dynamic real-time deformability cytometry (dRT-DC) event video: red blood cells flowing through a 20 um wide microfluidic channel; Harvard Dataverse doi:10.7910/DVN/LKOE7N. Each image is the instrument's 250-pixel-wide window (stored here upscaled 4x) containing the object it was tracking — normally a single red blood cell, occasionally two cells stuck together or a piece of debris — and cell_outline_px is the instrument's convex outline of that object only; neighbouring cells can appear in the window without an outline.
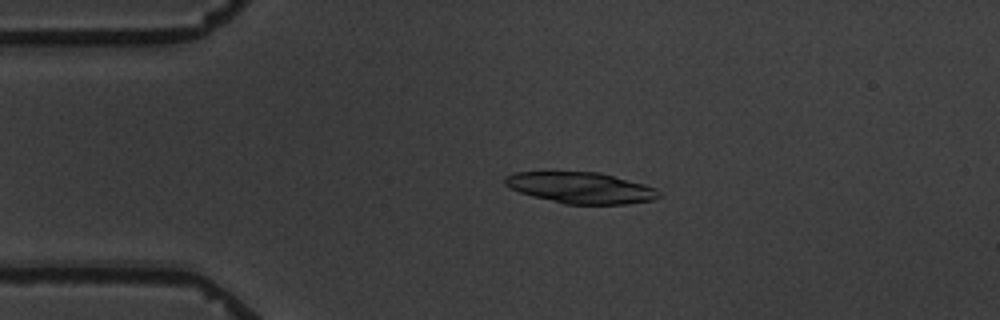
{"species": "common noctule bat (a hibernating species)", "species_latin": "Nyctalus noctula", "temperature_condition": "warm", "stored_images_in_passage": 4, "camera_frame_rate_fps": 3000, "um_per_image_px": 0.085, "animal": {"sex": "male", "body_mass_g": 19.5, "forearm_length_mm": 54.6}, "frame": {"image": 1, "passage_image": 2, "time_ms": 1.333, "image_size_px": [1000, 320], "cell_outline_px": [[660, 196], [652, 200], [624, 204], [564, 204], [532, 196], [520, 192], [504, 184], [504, 176], [512, 172], [544, 168], [600, 172], [644, 184], [656, 188], [660, 192]], "centroid_in_image_um": [49.25, 15.89], "position_along_channel_um": 35.8, "area_um2": 29.19}}